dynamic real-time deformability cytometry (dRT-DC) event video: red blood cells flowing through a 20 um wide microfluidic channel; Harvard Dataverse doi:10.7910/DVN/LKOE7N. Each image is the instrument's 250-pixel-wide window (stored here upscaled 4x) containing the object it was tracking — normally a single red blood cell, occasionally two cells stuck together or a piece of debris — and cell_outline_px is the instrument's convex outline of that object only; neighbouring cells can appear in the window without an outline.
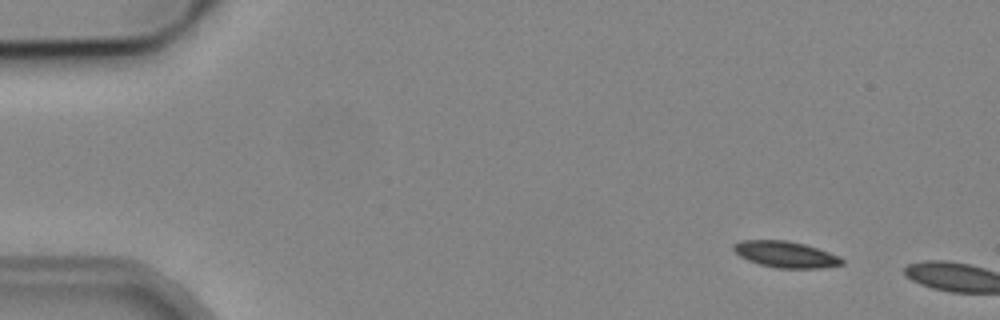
{"species": "common noctule bat (a hibernating species)", "species_latin": "Nyctalus noctula", "temperature_condition": "cold", "stored_images_in_passage": 3, "camera_frame_rate_fps": 3000, "um_per_image_px": 0.085, "animal": {"sex": "male", "body_mass_g": 19.2, "forearm_length_mm": 51.8}, "frame": {"image": 1, "passage_image": 1, "time_ms": 0.0, "image_size_px": [1000, 320], "cell_outline_px": [[844, 264], [820, 268], [776, 268], [760, 264], [748, 260], [740, 256], [732, 248], [732, 244], [740, 240], [784, 240], [804, 244], [840, 256], [844, 260]], "centroid_in_image_um": [66.76, 21.62], "position_along_channel_um": 18.2, "area_um2": 16.53}}